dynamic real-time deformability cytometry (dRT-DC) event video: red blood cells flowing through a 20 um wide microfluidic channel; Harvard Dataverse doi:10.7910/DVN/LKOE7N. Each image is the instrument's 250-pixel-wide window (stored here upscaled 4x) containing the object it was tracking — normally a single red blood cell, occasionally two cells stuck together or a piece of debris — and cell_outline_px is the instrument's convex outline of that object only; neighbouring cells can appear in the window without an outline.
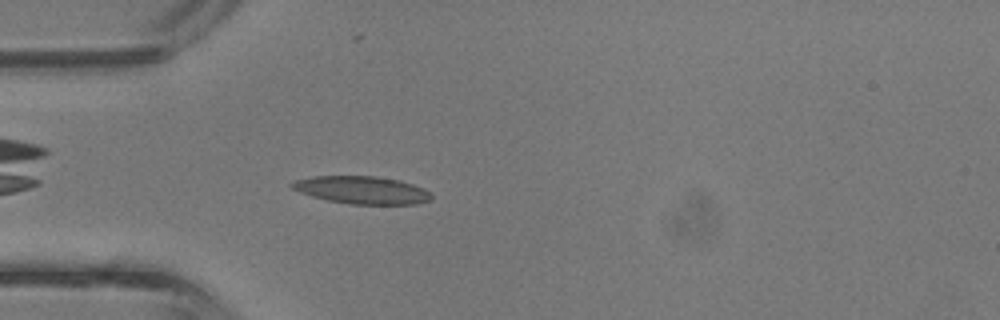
{"species": "common noctule bat (a hibernating species)", "species_latin": "Nyctalus noctula", "temperature_condition": "room temperature", "stored_images_in_passage": 32, "camera_frame_rate_fps": 3000, "um_per_image_px": 0.085, "animal": {"sex": "male", "body_mass_g": 13.3}, "frame": {"image": 1, "passage_image": 3, "time_ms": 0.667, "image_size_px": [1000, 320], "cell_outline_px": [[432, 200], [416, 204], [348, 204], [328, 200], [312, 196], [300, 192], [292, 188], [288, 184], [296, 180], [312, 176], [376, 176], [400, 180], [424, 188], [432, 196]], "centroid_in_image_um": [30.77, 16.15], "position_along_channel_um": 54.2, "area_um2": 22.48}}
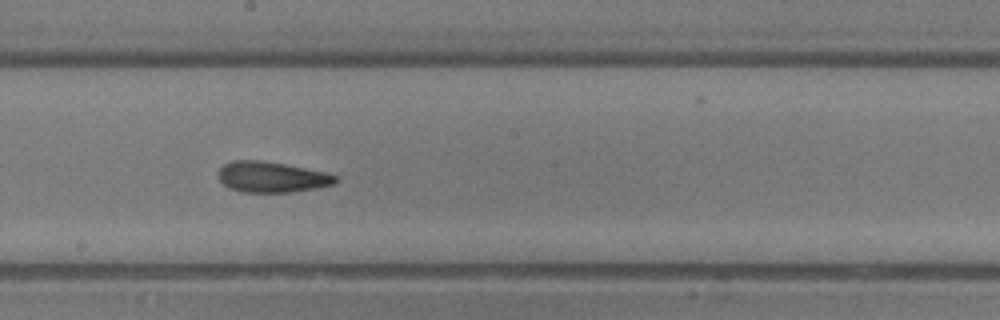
{"frame": {"image": 2, "passage_image": 14, "time_ms": 4.333, "image_size_px": [1000, 320], "cell_outline_px": [[340, 180], [336, 184], [316, 188], [292, 192], [240, 192], [228, 188], [220, 180], [216, 172], [224, 164], [232, 160], [260, 160], [284, 164], [324, 172], [336, 176]], "centroid_in_image_um": [23.07, 15.05], "position_along_channel_um": 225.1, "area_um2": 21.1}}
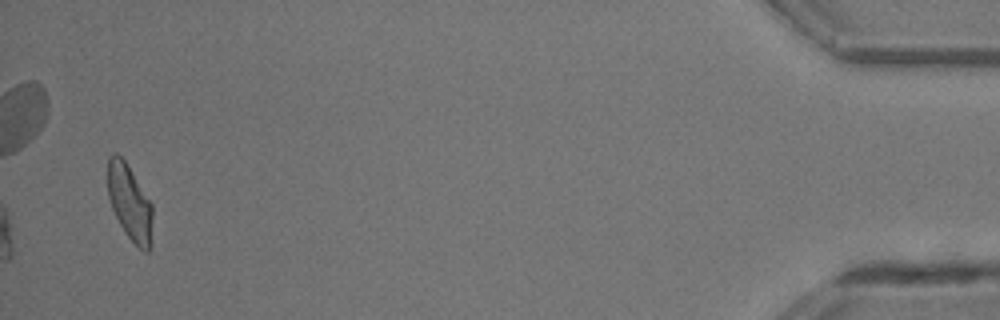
{"frame": {"image": 3, "passage_image": 32, "time_ms": 10.333, "image_size_px": [1000, 320], "cell_outline_px": [[152, 244], [148, 252], [144, 252], [124, 232], [112, 208], [108, 196], [108, 156], [112, 152], [116, 152], [124, 160], [152, 204]], "centroid_in_image_um": [11.03, 17.23], "position_along_channel_um": 424.2, "area_um2": 19.65}, "authors_computed_cell_mechanics": {"area_um2": 21.1548, "velocity_mm_per_s": 4.8277, "shape_relaxation_time_tau1_ms": 3.6282, "shape_relaxation_time_tau2_ms": 2.7556, "deformation_change_tau1": 0.1476, "deformation_change_tau2": 0.1254}}